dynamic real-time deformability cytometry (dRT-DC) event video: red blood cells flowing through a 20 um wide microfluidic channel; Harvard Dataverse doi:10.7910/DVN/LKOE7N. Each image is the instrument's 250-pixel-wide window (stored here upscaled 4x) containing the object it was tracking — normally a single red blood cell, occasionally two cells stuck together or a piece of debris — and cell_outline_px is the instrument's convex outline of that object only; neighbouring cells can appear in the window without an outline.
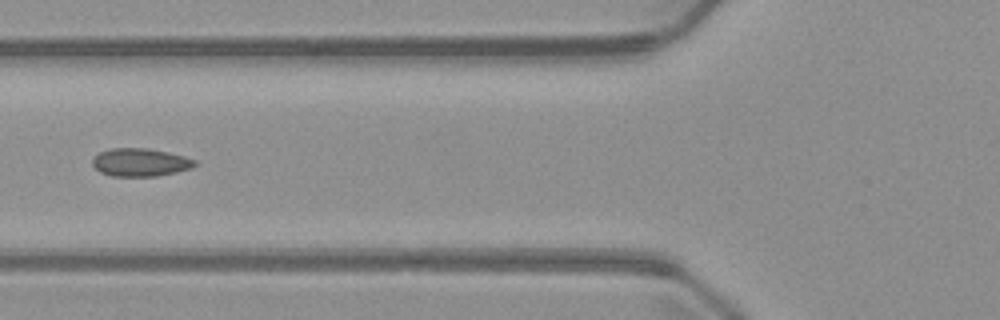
{"species": "common noctule bat (a hibernating species)", "species_latin": "Nyctalus noctula", "temperature_condition": "warm", "stored_images_in_passage": 3, "camera_frame_rate_fps": 3000, "um_per_image_px": 0.085, "animal": {"sex": "male", "body_mass_g": 23.1, "forearm_length_mm": 52.7}, "frame": {"image": 1, "passage_image": 3, "time_ms": 2.333, "image_size_px": [1000, 320], "cell_outline_px": [[200, 164], [192, 168], [176, 172], [156, 176], [112, 176], [100, 172], [92, 164], [92, 160], [100, 152], [108, 148], [148, 148], [168, 152], [184, 156], [196, 160]], "centroid_in_image_um": [11.96, 13.79], "position_along_channel_um": 113.8, "area_um2": 16.82}}